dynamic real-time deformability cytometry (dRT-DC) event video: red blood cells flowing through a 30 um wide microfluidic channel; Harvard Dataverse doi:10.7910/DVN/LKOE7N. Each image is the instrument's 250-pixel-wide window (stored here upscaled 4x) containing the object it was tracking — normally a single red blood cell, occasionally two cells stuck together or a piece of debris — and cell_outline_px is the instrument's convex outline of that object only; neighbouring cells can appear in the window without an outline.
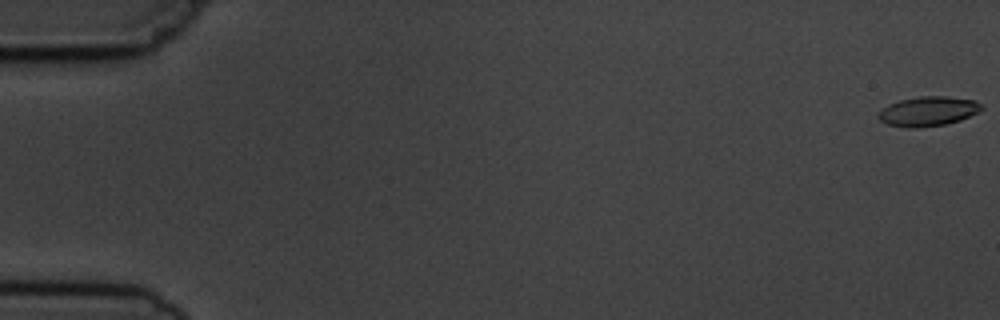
{"species": "common noctule bat (a hibernating species)", "species_latin": "Nyctalus noctula", "temperature_condition": "cold", "stored_images_in_passage": 5, "segment_of_instrument_passage": [1, 2], "camera_frame_rate_fps": 3000, "um_per_image_px": 0.085, "animal": {"sex": "male", "body_mass_g": 19.5, "forearm_length_mm": 54.6}, "frame": {"image": 1, "passage_image": 1, "time_ms": 0.0, "image_size_px": [1000, 320], "cell_outline_px": [[984, 108], [960, 120], [944, 124], [916, 128], [908, 128], [888, 124], [880, 120], [876, 116], [888, 104], [900, 100], [920, 96], [948, 96], [976, 100]], "centroid_in_image_um": [78.88, 9.45], "position_along_channel_um": 6.1, "area_um2": 17.63}}
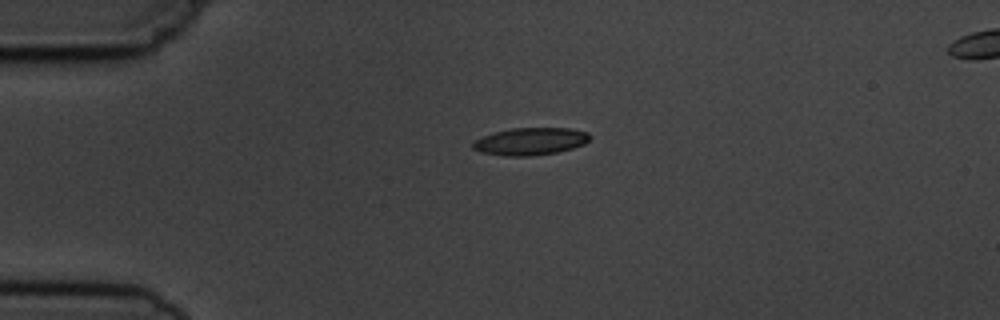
{"frame": {"image": 2, "passage_image": 4, "time_ms": 4.333, "image_size_px": [1000, 320], "cell_outline_px": [[592, 136], [584, 144], [572, 148], [556, 152], [528, 156], [504, 156], [480, 152], [472, 148], [472, 144], [476, 140], [484, 136], [496, 132], [512, 128], [572, 128], [588, 132]], "centroid_in_image_um": [45.11, 12.01], "position_along_channel_um": 39.9, "area_um2": 18.55}}